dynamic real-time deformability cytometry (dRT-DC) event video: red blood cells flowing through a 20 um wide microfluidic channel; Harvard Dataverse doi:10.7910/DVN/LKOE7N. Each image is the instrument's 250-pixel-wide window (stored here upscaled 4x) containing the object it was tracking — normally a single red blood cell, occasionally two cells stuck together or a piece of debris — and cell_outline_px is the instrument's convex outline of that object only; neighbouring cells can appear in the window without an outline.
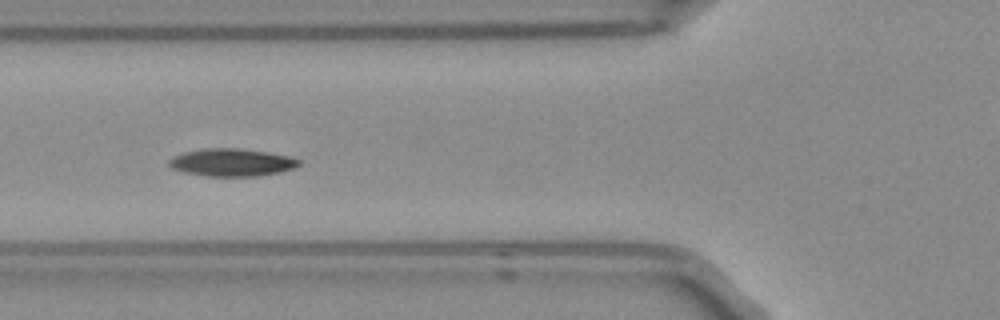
{"species": "Egyptian fruit bat (a non-hibernating species)", "species_latin": "Rousettus aegyptiacus", "temperature_condition": "room temperature", "stored_images_in_passage": 7, "camera_frame_rate_fps": 3000, "um_per_image_px": 0.085, "frame": {"image": 1, "passage_image": 6, "time_ms": 1.667, "image_size_px": [1000, 320], "cell_outline_px": [[300, 164], [292, 168], [280, 172], [260, 176], [208, 176], [184, 172], [172, 168], [168, 164], [168, 160], [184, 152], [208, 148], [236, 148], [264, 152], [288, 156], [300, 160]], "centroid_in_image_um": [19.69, 13.81], "position_along_channel_um": 106.1, "area_um2": 20.58}}